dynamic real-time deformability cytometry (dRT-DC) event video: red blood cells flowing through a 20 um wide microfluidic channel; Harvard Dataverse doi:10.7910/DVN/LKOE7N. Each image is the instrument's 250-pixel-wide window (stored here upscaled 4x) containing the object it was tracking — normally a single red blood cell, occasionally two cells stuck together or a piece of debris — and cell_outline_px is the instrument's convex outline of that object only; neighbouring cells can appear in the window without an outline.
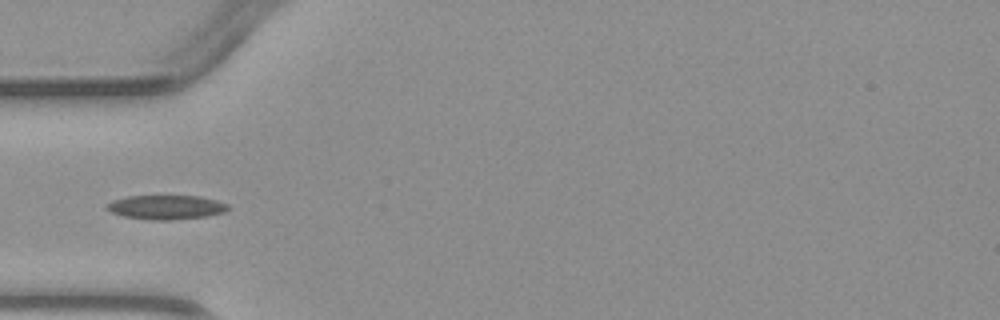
{"species": "common noctule bat (a hibernating species)", "species_latin": "Nyctalus noctula", "temperature_condition": "warm", "stored_images_in_passage": 5, "camera_frame_rate_fps": 3000, "um_per_image_px": 0.085, "animal": {"sex": "male", "body_mass_g": 23.1, "forearm_length_mm": 52.7}, "frame": {"image": 1, "passage_image": 5, "time_ms": 4.667, "image_size_px": [1000, 320], "cell_outline_px": [[232, 208], [224, 212], [208, 216], [172, 220], [152, 220], [124, 216], [112, 212], [104, 208], [112, 200], [128, 196], [200, 196], [216, 200], [228, 204]], "centroid_in_image_um": [14.16, 17.61], "position_along_channel_um": 70.8, "area_um2": 17.17}}